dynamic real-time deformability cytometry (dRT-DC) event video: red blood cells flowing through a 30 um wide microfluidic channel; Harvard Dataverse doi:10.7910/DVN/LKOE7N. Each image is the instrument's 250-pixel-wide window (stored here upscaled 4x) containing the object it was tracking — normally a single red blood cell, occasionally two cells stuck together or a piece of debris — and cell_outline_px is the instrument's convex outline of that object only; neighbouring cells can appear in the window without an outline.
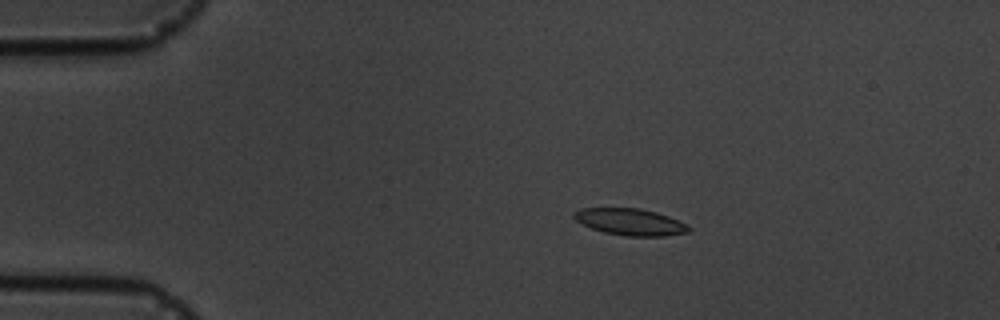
{"species": "common noctule bat (a hibernating species)", "species_latin": "Nyctalus noctula", "temperature_condition": "cold", "stored_images_in_passage": 7, "camera_frame_rate_fps": 3000, "um_per_image_px": 0.085, "animal": {"sex": "male", "body_mass_g": 19.5, "forearm_length_mm": 54.6}, "frame": {"image": 1, "passage_image": 4, "time_ms": 3.333, "image_size_px": [1000, 320], "cell_outline_px": [[692, 228], [688, 232], [664, 236], [624, 236], [604, 232], [592, 228], [576, 220], [572, 216], [572, 212], [580, 208], [640, 208], [656, 212], [668, 216], [688, 224]], "centroid_in_image_um": [53.58, 18.86], "position_along_channel_um": 31.4, "area_um2": 17.92}}
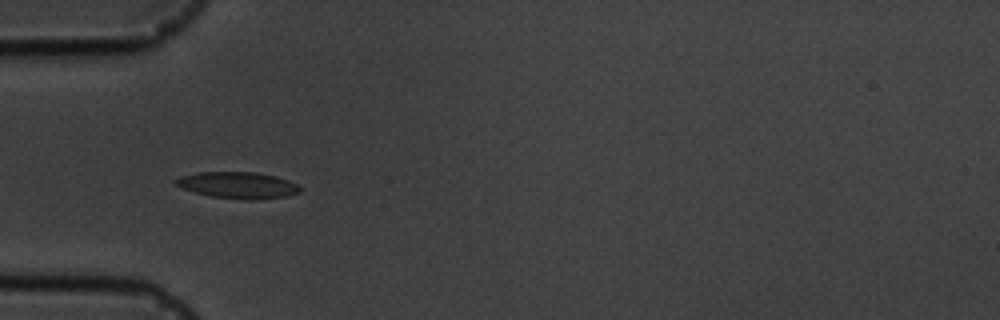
{"frame": {"image": 2, "passage_image": 6, "time_ms": 5.667, "image_size_px": [1000, 320], "cell_outline_px": [[304, 188], [300, 192], [288, 196], [256, 200], [244, 200], [212, 196], [196, 192], [184, 188], [176, 184], [172, 180], [180, 176], [196, 172], [256, 172], [276, 176], [288, 180]], "centroid_in_image_um": [20.26, 15.74], "position_along_channel_um": 64.7, "area_um2": 19.31}}
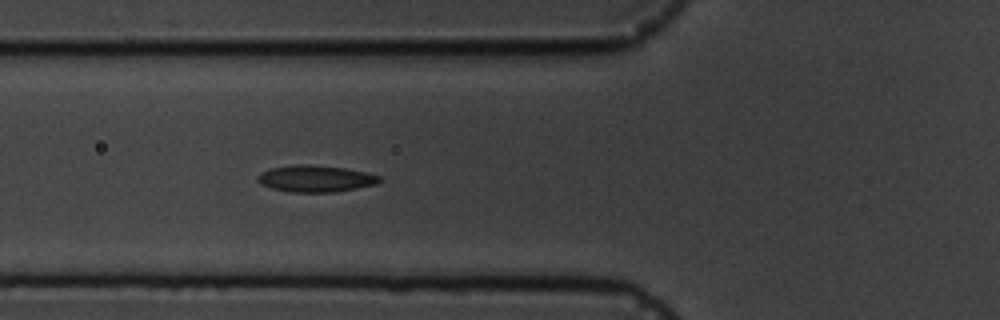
{"frame": {"image": 3, "passage_image": 7, "time_ms": 6.667, "image_size_px": [1000, 320], "cell_outline_px": [[380, 180], [376, 184], [336, 192], [288, 192], [272, 188], [260, 184], [256, 180], [256, 176], [260, 172], [272, 168], [300, 164], [308, 164], [344, 168], [364, 172], [380, 176]], "centroid_in_image_um": [26.77, 15.19], "position_along_channel_um": 99.0, "area_um2": 18.84}}